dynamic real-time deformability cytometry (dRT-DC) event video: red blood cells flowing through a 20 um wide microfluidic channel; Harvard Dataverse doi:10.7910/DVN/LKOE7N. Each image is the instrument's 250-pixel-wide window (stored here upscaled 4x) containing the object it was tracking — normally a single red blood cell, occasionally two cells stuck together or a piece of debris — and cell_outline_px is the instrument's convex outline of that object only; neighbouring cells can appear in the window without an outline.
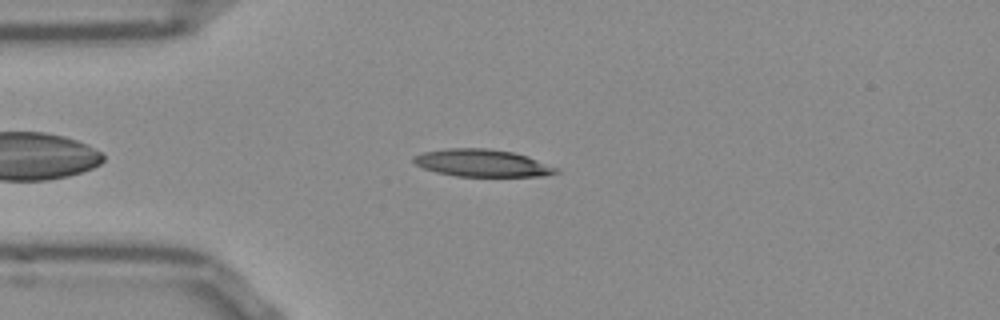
{"species": "Egyptian fruit bat (a non-hibernating species)", "species_latin": "Rousettus aegyptiacus", "temperature_condition": "room temperature", "stored_images_in_passage": 47, "camera_frame_rate_fps": 3000, "um_per_image_px": 0.085, "frame": {"image": 1, "passage_image": 8, "time_ms": 2.333, "image_size_px": [1000, 320], "cell_outline_px": [[560, 172], [544, 176], [456, 176], [436, 172], [424, 168], [416, 164], [412, 160], [416, 156], [424, 152], [444, 148], [488, 148], [512, 152], [528, 156], [560, 168]], "centroid_in_image_um": [41.04, 13.86], "position_along_channel_um": 44.0, "area_um2": 22.72}}
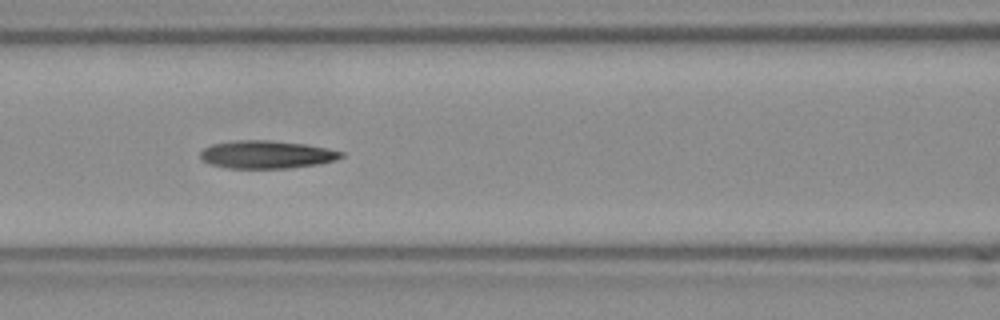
{"frame": {"image": 2, "passage_image": 17, "time_ms": 5.333, "image_size_px": [1000, 320], "cell_outline_px": [[344, 156], [336, 160], [316, 164], [284, 168], [228, 168], [208, 164], [200, 160], [200, 152], [204, 148], [212, 144], [236, 140], [268, 140], [304, 144], [344, 152]], "centroid_in_image_um": [22.6, 13.13], "position_along_channel_um": 144.0, "area_um2": 22.77}}
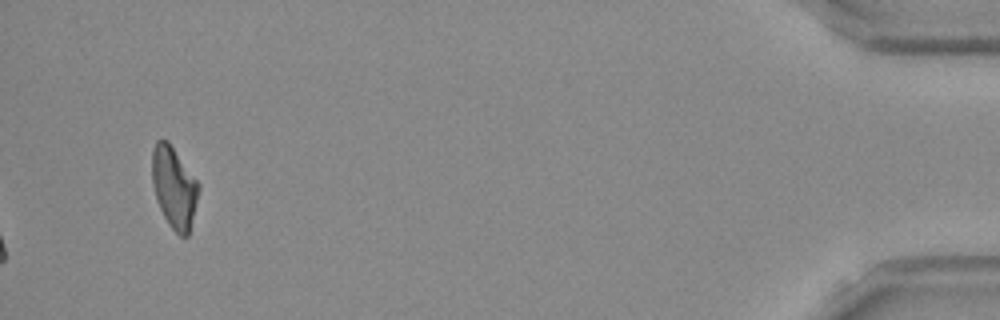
{"frame": {"image": 3, "passage_image": 45, "time_ms": 14.667, "image_size_px": [1000, 320], "cell_outline_px": [[200, 188], [188, 236], [180, 236], [168, 224], [156, 200], [152, 184], [152, 148], [156, 140], [168, 140], [200, 184]], "centroid_in_image_um": [14.79, 15.9], "position_along_channel_um": 420.4, "area_um2": 22.14}, "authors_computed_cell_mechanics": {"area_um2": 22.6576, "velocity_mm_per_s": 3.8537, "shape_relaxation_time_tau1_ms": null, "shape_relaxation_time_tau2_ms": 7.5761, "deformation_change_tau1": null, "deformation_change_tau2": 0.1999}}